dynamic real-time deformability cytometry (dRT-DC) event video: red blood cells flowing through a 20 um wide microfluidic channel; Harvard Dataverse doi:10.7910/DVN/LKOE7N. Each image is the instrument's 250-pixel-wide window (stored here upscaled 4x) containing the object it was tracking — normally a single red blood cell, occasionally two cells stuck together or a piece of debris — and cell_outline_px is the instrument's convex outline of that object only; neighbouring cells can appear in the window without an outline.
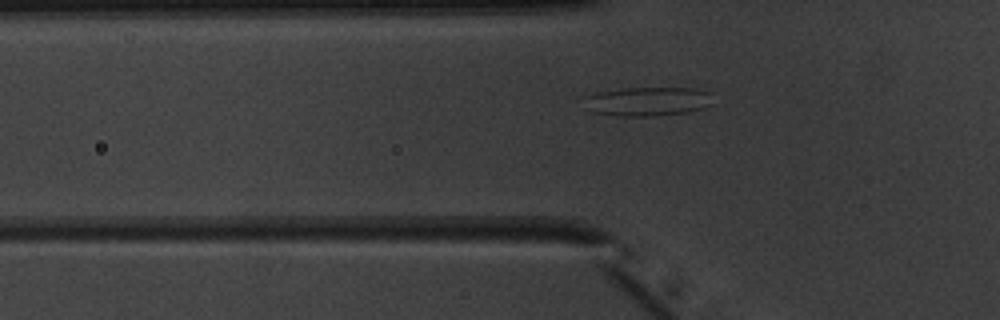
{"species": "common noctule bat (a hibernating species)", "species_latin": "Nyctalus noctula", "temperature_condition": "warm", "stored_images_in_passage": 51, "camera_frame_rate_fps": 3000, "um_per_image_px": 0.085, "animal": {"sex": "male", "body_mass_g": 20.1, "forearm_length_mm": 53.5}, "frame": {"image": 1, "passage_image": 18, "time_ms": 5.667, "image_size_px": [1000, 320], "cell_outline_px": [[712, 104], [704, 108], [692, 112], [656, 116], [616, 116], [592, 112], [584, 96], [596, 92], [624, 88], [696, 88], [712, 92]], "centroid_in_image_um": [55.14, 8.62], "position_along_channel_um": 70.7, "area_um2": 22.08}}
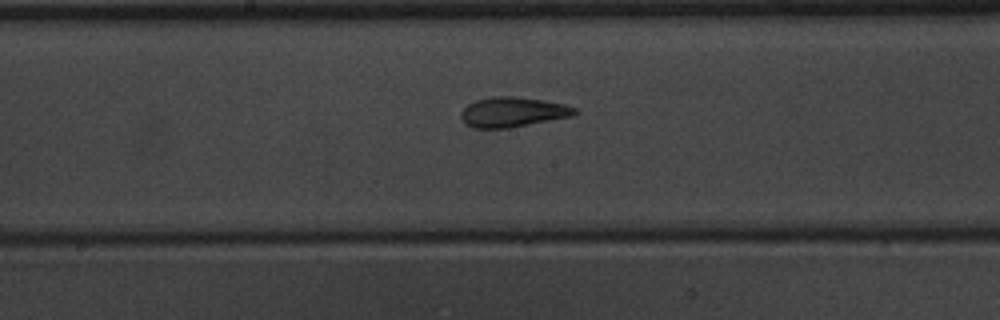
{"frame": {"image": 2, "passage_image": 28, "time_ms": 9.0, "image_size_px": [1000, 320], "cell_outline_px": [[580, 112], [572, 116], [508, 128], [472, 128], [464, 124], [460, 116], [460, 112], [468, 104], [476, 100], [492, 96], [516, 96], [544, 100], [564, 104], [576, 108]], "centroid_in_image_um": [43.56, 9.52], "position_along_channel_um": 204.6, "area_um2": 20.0}}
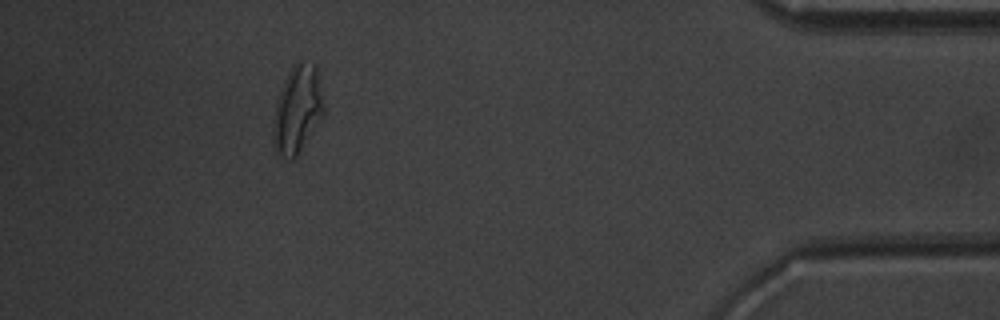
{"frame": {"image": 3, "passage_image": 47, "time_ms": 15.333, "image_size_px": [1000, 320], "cell_outline_px": [[324, 116], [296, 156], [292, 160], [288, 160], [280, 156], [276, 152], [272, 140], [272, 124], [276, 100], [280, 88], [288, 72], [300, 60], [316, 64], [324, 108]], "centroid_in_image_um": [25.25, 9.33], "position_along_channel_um": 409.9, "area_um2": 26.07}, "authors_computed_cell_mechanics": {"area_um2": 21.2704, "velocity_mm_per_s": 4.0031, "shape_relaxation_time_tau1_ms": 6.1472, "shape_relaxation_time_tau2_ms": 1.4794, "deformation_change_tau1": 0.1742, "deformation_change_tau2": 0.1046}}